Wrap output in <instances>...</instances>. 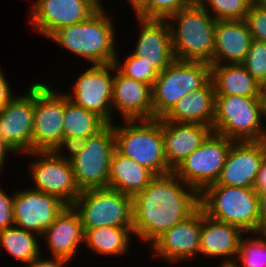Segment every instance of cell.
I'll list each match as a JSON object with an SVG mask.
<instances>
[{
    "mask_svg": "<svg viewBox=\"0 0 266 267\" xmlns=\"http://www.w3.org/2000/svg\"><path fill=\"white\" fill-rule=\"evenodd\" d=\"M43 258L42 253L30 261L28 264H25V267H66L70 264L69 261L59 258L52 257ZM65 265V266H64Z\"/></svg>",
    "mask_w": 266,
    "mask_h": 267,
    "instance_id": "f35d334b",
    "label": "cell"
},
{
    "mask_svg": "<svg viewBox=\"0 0 266 267\" xmlns=\"http://www.w3.org/2000/svg\"><path fill=\"white\" fill-rule=\"evenodd\" d=\"M253 188L257 192L266 191V156L264 157V160L261 163V167L257 174Z\"/></svg>",
    "mask_w": 266,
    "mask_h": 267,
    "instance_id": "b9f144b4",
    "label": "cell"
},
{
    "mask_svg": "<svg viewBox=\"0 0 266 267\" xmlns=\"http://www.w3.org/2000/svg\"><path fill=\"white\" fill-rule=\"evenodd\" d=\"M9 153L14 154L13 150L0 138V175L3 172L5 160Z\"/></svg>",
    "mask_w": 266,
    "mask_h": 267,
    "instance_id": "7bdbcfd3",
    "label": "cell"
},
{
    "mask_svg": "<svg viewBox=\"0 0 266 267\" xmlns=\"http://www.w3.org/2000/svg\"><path fill=\"white\" fill-rule=\"evenodd\" d=\"M244 20L252 38L266 42V10L257 5H251Z\"/></svg>",
    "mask_w": 266,
    "mask_h": 267,
    "instance_id": "d590c367",
    "label": "cell"
},
{
    "mask_svg": "<svg viewBox=\"0 0 266 267\" xmlns=\"http://www.w3.org/2000/svg\"><path fill=\"white\" fill-rule=\"evenodd\" d=\"M196 3H200L202 0H193Z\"/></svg>",
    "mask_w": 266,
    "mask_h": 267,
    "instance_id": "c3c4849f",
    "label": "cell"
},
{
    "mask_svg": "<svg viewBox=\"0 0 266 267\" xmlns=\"http://www.w3.org/2000/svg\"><path fill=\"white\" fill-rule=\"evenodd\" d=\"M257 193L259 198V233H266V191Z\"/></svg>",
    "mask_w": 266,
    "mask_h": 267,
    "instance_id": "60d3db41",
    "label": "cell"
},
{
    "mask_svg": "<svg viewBox=\"0 0 266 267\" xmlns=\"http://www.w3.org/2000/svg\"><path fill=\"white\" fill-rule=\"evenodd\" d=\"M155 177L146 167L114 150L110 161L108 188L133 198Z\"/></svg>",
    "mask_w": 266,
    "mask_h": 267,
    "instance_id": "4316f807",
    "label": "cell"
},
{
    "mask_svg": "<svg viewBox=\"0 0 266 267\" xmlns=\"http://www.w3.org/2000/svg\"><path fill=\"white\" fill-rule=\"evenodd\" d=\"M34 82L32 151H53L63 137L64 90L42 80Z\"/></svg>",
    "mask_w": 266,
    "mask_h": 267,
    "instance_id": "9c48e42d",
    "label": "cell"
},
{
    "mask_svg": "<svg viewBox=\"0 0 266 267\" xmlns=\"http://www.w3.org/2000/svg\"><path fill=\"white\" fill-rule=\"evenodd\" d=\"M241 64L266 90V42L253 39L249 51Z\"/></svg>",
    "mask_w": 266,
    "mask_h": 267,
    "instance_id": "836d02e7",
    "label": "cell"
},
{
    "mask_svg": "<svg viewBox=\"0 0 266 267\" xmlns=\"http://www.w3.org/2000/svg\"><path fill=\"white\" fill-rule=\"evenodd\" d=\"M210 79V64L174 60L152 86L153 119L163 118L183 96L202 88Z\"/></svg>",
    "mask_w": 266,
    "mask_h": 267,
    "instance_id": "52a82bcc",
    "label": "cell"
},
{
    "mask_svg": "<svg viewBox=\"0 0 266 267\" xmlns=\"http://www.w3.org/2000/svg\"><path fill=\"white\" fill-rule=\"evenodd\" d=\"M266 156V140L233 142L216 183L250 188L254 186Z\"/></svg>",
    "mask_w": 266,
    "mask_h": 267,
    "instance_id": "ac0fdd59",
    "label": "cell"
},
{
    "mask_svg": "<svg viewBox=\"0 0 266 267\" xmlns=\"http://www.w3.org/2000/svg\"><path fill=\"white\" fill-rule=\"evenodd\" d=\"M264 120L266 121V98L215 96L213 133L234 142L264 141Z\"/></svg>",
    "mask_w": 266,
    "mask_h": 267,
    "instance_id": "5b68a950",
    "label": "cell"
},
{
    "mask_svg": "<svg viewBox=\"0 0 266 267\" xmlns=\"http://www.w3.org/2000/svg\"><path fill=\"white\" fill-rule=\"evenodd\" d=\"M26 155L31 156L27 172L29 170L31 183L35 184L32 189L55 195L65 204L72 205L81 191L75 182L70 161L60 158L53 151H32Z\"/></svg>",
    "mask_w": 266,
    "mask_h": 267,
    "instance_id": "4fadbf2b",
    "label": "cell"
},
{
    "mask_svg": "<svg viewBox=\"0 0 266 267\" xmlns=\"http://www.w3.org/2000/svg\"><path fill=\"white\" fill-rule=\"evenodd\" d=\"M107 123L97 114L75 105L65 95L63 137L89 138L101 131Z\"/></svg>",
    "mask_w": 266,
    "mask_h": 267,
    "instance_id": "f546056e",
    "label": "cell"
},
{
    "mask_svg": "<svg viewBox=\"0 0 266 267\" xmlns=\"http://www.w3.org/2000/svg\"><path fill=\"white\" fill-rule=\"evenodd\" d=\"M115 149L156 176L173 172L165 159L162 118L114 122Z\"/></svg>",
    "mask_w": 266,
    "mask_h": 267,
    "instance_id": "8992f818",
    "label": "cell"
},
{
    "mask_svg": "<svg viewBox=\"0 0 266 267\" xmlns=\"http://www.w3.org/2000/svg\"><path fill=\"white\" fill-rule=\"evenodd\" d=\"M86 143L87 138L62 137L60 143L55 147L53 152L60 158L70 161L85 147ZM64 151L67 152L64 153Z\"/></svg>",
    "mask_w": 266,
    "mask_h": 267,
    "instance_id": "8d00e7d4",
    "label": "cell"
},
{
    "mask_svg": "<svg viewBox=\"0 0 266 267\" xmlns=\"http://www.w3.org/2000/svg\"><path fill=\"white\" fill-rule=\"evenodd\" d=\"M112 109L113 117L119 114L122 121L153 119L152 86L123 75L115 66Z\"/></svg>",
    "mask_w": 266,
    "mask_h": 267,
    "instance_id": "ffe728a7",
    "label": "cell"
},
{
    "mask_svg": "<svg viewBox=\"0 0 266 267\" xmlns=\"http://www.w3.org/2000/svg\"><path fill=\"white\" fill-rule=\"evenodd\" d=\"M29 24L48 39L58 29L88 19L103 4L102 0H34Z\"/></svg>",
    "mask_w": 266,
    "mask_h": 267,
    "instance_id": "5bb4252c",
    "label": "cell"
},
{
    "mask_svg": "<svg viewBox=\"0 0 266 267\" xmlns=\"http://www.w3.org/2000/svg\"><path fill=\"white\" fill-rule=\"evenodd\" d=\"M102 5L88 19L55 31L48 40L91 65L112 64L116 59L115 20Z\"/></svg>",
    "mask_w": 266,
    "mask_h": 267,
    "instance_id": "7a4b0ae2",
    "label": "cell"
},
{
    "mask_svg": "<svg viewBox=\"0 0 266 267\" xmlns=\"http://www.w3.org/2000/svg\"><path fill=\"white\" fill-rule=\"evenodd\" d=\"M215 96L210 79L202 88L183 96L163 119L178 123H197L212 128L215 117Z\"/></svg>",
    "mask_w": 266,
    "mask_h": 267,
    "instance_id": "d4e9b609",
    "label": "cell"
},
{
    "mask_svg": "<svg viewBox=\"0 0 266 267\" xmlns=\"http://www.w3.org/2000/svg\"><path fill=\"white\" fill-rule=\"evenodd\" d=\"M41 237L13 225L0 231V246L5 253L22 264H28L41 254Z\"/></svg>",
    "mask_w": 266,
    "mask_h": 267,
    "instance_id": "f1b7e54d",
    "label": "cell"
},
{
    "mask_svg": "<svg viewBox=\"0 0 266 267\" xmlns=\"http://www.w3.org/2000/svg\"><path fill=\"white\" fill-rule=\"evenodd\" d=\"M251 5H257L260 0H248Z\"/></svg>",
    "mask_w": 266,
    "mask_h": 267,
    "instance_id": "bcb514c9",
    "label": "cell"
},
{
    "mask_svg": "<svg viewBox=\"0 0 266 267\" xmlns=\"http://www.w3.org/2000/svg\"><path fill=\"white\" fill-rule=\"evenodd\" d=\"M1 67V66H0ZM0 68V110L4 108L10 100L16 95L12 92L11 85L9 84L6 75Z\"/></svg>",
    "mask_w": 266,
    "mask_h": 267,
    "instance_id": "ab89813d",
    "label": "cell"
},
{
    "mask_svg": "<svg viewBox=\"0 0 266 267\" xmlns=\"http://www.w3.org/2000/svg\"><path fill=\"white\" fill-rule=\"evenodd\" d=\"M233 142L212 132L200 147L174 169L173 173L200 193L218 180Z\"/></svg>",
    "mask_w": 266,
    "mask_h": 267,
    "instance_id": "7c38bea8",
    "label": "cell"
},
{
    "mask_svg": "<svg viewBox=\"0 0 266 267\" xmlns=\"http://www.w3.org/2000/svg\"><path fill=\"white\" fill-rule=\"evenodd\" d=\"M0 184V231L14 225L13 221V198L14 191L10 195L1 188Z\"/></svg>",
    "mask_w": 266,
    "mask_h": 267,
    "instance_id": "74e56055",
    "label": "cell"
},
{
    "mask_svg": "<svg viewBox=\"0 0 266 267\" xmlns=\"http://www.w3.org/2000/svg\"><path fill=\"white\" fill-rule=\"evenodd\" d=\"M175 60L213 65L215 20L200 4H192L167 19Z\"/></svg>",
    "mask_w": 266,
    "mask_h": 267,
    "instance_id": "3957f363",
    "label": "cell"
},
{
    "mask_svg": "<svg viewBox=\"0 0 266 267\" xmlns=\"http://www.w3.org/2000/svg\"><path fill=\"white\" fill-rule=\"evenodd\" d=\"M211 81L216 96L266 98V90L242 64L211 65Z\"/></svg>",
    "mask_w": 266,
    "mask_h": 267,
    "instance_id": "484cf974",
    "label": "cell"
},
{
    "mask_svg": "<svg viewBox=\"0 0 266 267\" xmlns=\"http://www.w3.org/2000/svg\"><path fill=\"white\" fill-rule=\"evenodd\" d=\"M133 238L150 245L199 207V192L173 172L156 176L133 198Z\"/></svg>",
    "mask_w": 266,
    "mask_h": 267,
    "instance_id": "6da1fadb",
    "label": "cell"
},
{
    "mask_svg": "<svg viewBox=\"0 0 266 267\" xmlns=\"http://www.w3.org/2000/svg\"><path fill=\"white\" fill-rule=\"evenodd\" d=\"M72 207L79 214L84 230L133 227L132 197L111 188L83 190Z\"/></svg>",
    "mask_w": 266,
    "mask_h": 267,
    "instance_id": "ba28073f",
    "label": "cell"
},
{
    "mask_svg": "<svg viewBox=\"0 0 266 267\" xmlns=\"http://www.w3.org/2000/svg\"><path fill=\"white\" fill-rule=\"evenodd\" d=\"M211 133L212 128L207 125L170 122L162 118L165 159L168 167L174 171Z\"/></svg>",
    "mask_w": 266,
    "mask_h": 267,
    "instance_id": "603a6c76",
    "label": "cell"
},
{
    "mask_svg": "<svg viewBox=\"0 0 266 267\" xmlns=\"http://www.w3.org/2000/svg\"><path fill=\"white\" fill-rule=\"evenodd\" d=\"M200 4L215 20H244L251 7L248 0H202Z\"/></svg>",
    "mask_w": 266,
    "mask_h": 267,
    "instance_id": "1f68e13d",
    "label": "cell"
},
{
    "mask_svg": "<svg viewBox=\"0 0 266 267\" xmlns=\"http://www.w3.org/2000/svg\"><path fill=\"white\" fill-rule=\"evenodd\" d=\"M201 208L173 225L149 247L156 259L169 263L188 262L199 256ZM182 261V262H181Z\"/></svg>",
    "mask_w": 266,
    "mask_h": 267,
    "instance_id": "e0dca14e",
    "label": "cell"
},
{
    "mask_svg": "<svg viewBox=\"0 0 266 267\" xmlns=\"http://www.w3.org/2000/svg\"><path fill=\"white\" fill-rule=\"evenodd\" d=\"M85 245L94 255L120 257L128 255L133 240V227H99L84 230Z\"/></svg>",
    "mask_w": 266,
    "mask_h": 267,
    "instance_id": "83f0119b",
    "label": "cell"
},
{
    "mask_svg": "<svg viewBox=\"0 0 266 267\" xmlns=\"http://www.w3.org/2000/svg\"><path fill=\"white\" fill-rule=\"evenodd\" d=\"M115 76V65H91L76 78L71 90L64 92L75 105L85 108L107 124H113L112 96Z\"/></svg>",
    "mask_w": 266,
    "mask_h": 267,
    "instance_id": "8fae6325",
    "label": "cell"
},
{
    "mask_svg": "<svg viewBox=\"0 0 266 267\" xmlns=\"http://www.w3.org/2000/svg\"><path fill=\"white\" fill-rule=\"evenodd\" d=\"M243 237L245 233L240 228L214 220L205 215L201 209L199 256L202 254L210 258H219L221 266L232 265Z\"/></svg>",
    "mask_w": 266,
    "mask_h": 267,
    "instance_id": "44dd1931",
    "label": "cell"
},
{
    "mask_svg": "<svg viewBox=\"0 0 266 267\" xmlns=\"http://www.w3.org/2000/svg\"><path fill=\"white\" fill-rule=\"evenodd\" d=\"M217 267H234V266H233V265H224V266H223V265H222V266L219 265V266H217Z\"/></svg>",
    "mask_w": 266,
    "mask_h": 267,
    "instance_id": "7dc6e473",
    "label": "cell"
},
{
    "mask_svg": "<svg viewBox=\"0 0 266 267\" xmlns=\"http://www.w3.org/2000/svg\"><path fill=\"white\" fill-rule=\"evenodd\" d=\"M115 150L114 123L87 138L85 147L70 160L80 191L108 188L111 157Z\"/></svg>",
    "mask_w": 266,
    "mask_h": 267,
    "instance_id": "30bf717a",
    "label": "cell"
},
{
    "mask_svg": "<svg viewBox=\"0 0 266 267\" xmlns=\"http://www.w3.org/2000/svg\"><path fill=\"white\" fill-rule=\"evenodd\" d=\"M252 41L245 20H217L213 65L241 64Z\"/></svg>",
    "mask_w": 266,
    "mask_h": 267,
    "instance_id": "cb8c5ba5",
    "label": "cell"
},
{
    "mask_svg": "<svg viewBox=\"0 0 266 267\" xmlns=\"http://www.w3.org/2000/svg\"><path fill=\"white\" fill-rule=\"evenodd\" d=\"M199 205L214 220L234 225L245 234L259 233V198L253 187L211 184L199 193Z\"/></svg>",
    "mask_w": 266,
    "mask_h": 267,
    "instance_id": "277c9868",
    "label": "cell"
},
{
    "mask_svg": "<svg viewBox=\"0 0 266 267\" xmlns=\"http://www.w3.org/2000/svg\"><path fill=\"white\" fill-rule=\"evenodd\" d=\"M128 4H131V9L133 13H137L147 2L148 0H126Z\"/></svg>",
    "mask_w": 266,
    "mask_h": 267,
    "instance_id": "ee69618b",
    "label": "cell"
},
{
    "mask_svg": "<svg viewBox=\"0 0 266 267\" xmlns=\"http://www.w3.org/2000/svg\"><path fill=\"white\" fill-rule=\"evenodd\" d=\"M23 189H17L14 192V225L41 237L49 230L67 204L55 195L43 193L31 187Z\"/></svg>",
    "mask_w": 266,
    "mask_h": 267,
    "instance_id": "9a60e30c",
    "label": "cell"
},
{
    "mask_svg": "<svg viewBox=\"0 0 266 267\" xmlns=\"http://www.w3.org/2000/svg\"><path fill=\"white\" fill-rule=\"evenodd\" d=\"M84 234L79 214L72 205H67L41 239L47 241L49 257L63 258L72 263L84 244Z\"/></svg>",
    "mask_w": 266,
    "mask_h": 267,
    "instance_id": "7402d4cb",
    "label": "cell"
},
{
    "mask_svg": "<svg viewBox=\"0 0 266 267\" xmlns=\"http://www.w3.org/2000/svg\"><path fill=\"white\" fill-rule=\"evenodd\" d=\"M193 2V0H148L135 16L143 19H167Z\"/></svg>",
    "mask_w": 266,
    "mask_h": 267,
    "instance_id": "e575fe53",
    "label": "cell"
},
{
    "mask_svg": "<svg viewBox=\"0 0 266 267\" xmlns=\"http://www.w3.org/2000/svg\"><path fill=\"white\" fill-rule=\"evenodd\" d=\"M135 18L140 29L131 52L161 73L175 60L169 24L166 19Z\"/></svg>",
    "mask_w": 266,
    "mask_h": 267,
    "instance_id": "d6986e66",
    "label": "cell"
},
{
    "mask_svg": "<svg viewBox=\"0 0 266 267\" xmlns=\"http://www.w3.org/2000/svg\"><path fill=\"white\" fill-rule=\"evenodd\" d=\"M257 6L266 10V0H260Z\"/></svg>",
    "mask_w": 266,
    "mask_h": 267,
    "instance_id": "f6af8a7d",
    "label": "cell"
},
{
    "mask_svg": "<svg viewBox=\"0 0 266 267\" xmlns=\"http://www.w3.org/2000/svg\"><path fill=\"white\" fill-rule=\"evenodd\" d=\"M0 110V138L15 155L32 152L34 83ZM18 153V154H16Z\"/></svg>",
    "mask_w": 266,
    "mask_h": 267,
    "instance_id": "2e32d148",
    "label": "cell"
},
{
    "mask_svg": "<svg viewBox=\"0 0 266 267\" xmlns=\"http://www.w3.org/2000/svg\"><path fill=\"white\" fill-rule=\"evenodd\" d=\"M245 236L246 238L243 237L240 241V248L232 265L266 267V233H252Z\"/></svg>",
    "mask_w": 266,
    "mask_h": 267,
    "instance_id": "4dcf8cb0",
    "label": "cell"
},
{
    "mask_svg": "<svg viewBox=\"0 0 266 267\" xmlns=\"http://www.w3.org/2000/svg\"><path fill=\"white\" fill-rule=\"evenodd\" d=\"M119 53H116L114 65L123 75L153 86L159 73L151 65L142 61V58L135 56L132 52L124 56L125 60L122 63L118 59L121 56Z\"/></svg>",
    "mask_w": 266,
    "mask_h": 267,
    "instance_id": "d6a6232c",
    "label": "cell"
}]
</instances>
